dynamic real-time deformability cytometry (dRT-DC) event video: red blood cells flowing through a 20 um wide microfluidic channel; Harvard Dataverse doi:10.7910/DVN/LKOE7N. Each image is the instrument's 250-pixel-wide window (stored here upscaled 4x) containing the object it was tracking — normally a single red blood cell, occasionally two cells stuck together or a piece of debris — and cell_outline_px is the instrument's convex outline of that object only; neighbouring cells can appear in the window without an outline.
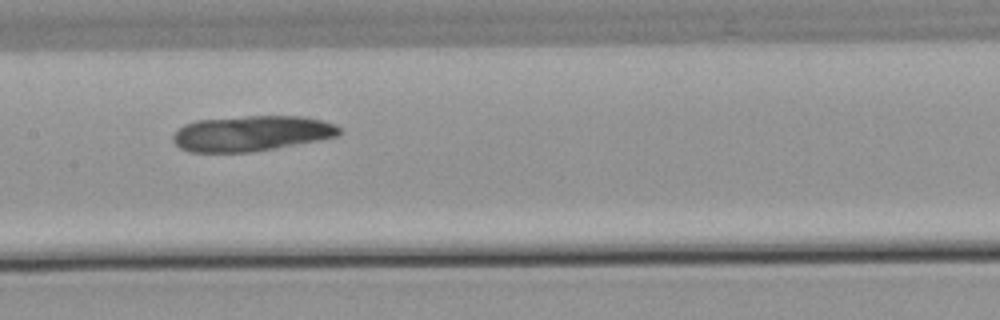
{"species": "common noctule bat (a hibernating species)", "species_latin": "Nyctalus noctula", "temperature_condition": "warm", "stored_images_in_passage": 5, "camera_frame_rate_fps": 3000, "um_per_image_px": 0.085, "animal": {"sex": "male", "body_mass_g": 21.5, "forearm_length_mm": 52.0}, "frame": {"image": 1, "passage_image": 5, "time_ms": 4.667, "image_size_px": [1000, 320], "cell_outline_px": [[344, 132], [336, 136], [276, 148], [248, 152], [188, 152], [180, 148], [172, 140], [172, 136], [184, 124], [196, 120], [248, 116], [300, 116], [324, 120], [336, 124]], "centroid_in_image_um": [21.38, 11.33], "position_along_channel_um": 186.0, "area_um2": 34.33}}